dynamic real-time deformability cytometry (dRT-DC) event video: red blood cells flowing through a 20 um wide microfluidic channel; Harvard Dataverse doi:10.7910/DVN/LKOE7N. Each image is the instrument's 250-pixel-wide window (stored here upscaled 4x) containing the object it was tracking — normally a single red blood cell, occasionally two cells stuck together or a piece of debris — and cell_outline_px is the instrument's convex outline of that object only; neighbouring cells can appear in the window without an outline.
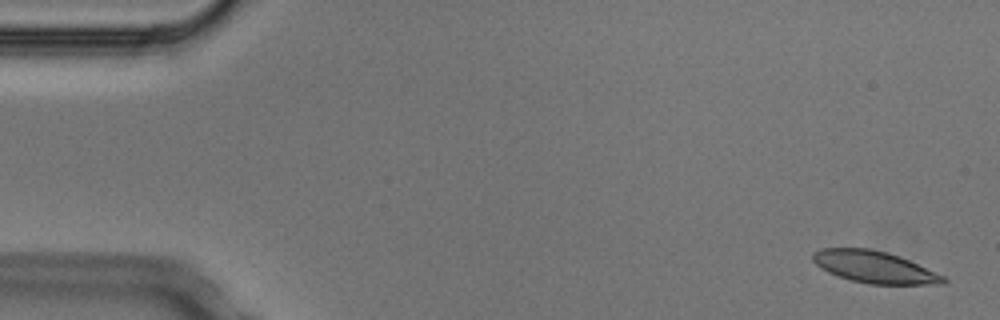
{"species": "Egyptian fruit bat (a non-hibernating species)", "species_latin": "Rousettus aegyptiacus", "temperature_condition": "cold", "stored_images_in_passage": 4, "segment_of_instrument_passage": [2, 2], "camera_frame_rate_fps": 3000, "um_per_image_px": 0.085, "animal": {"sex": "male"}, "frame": {"image": 1, "passage_image": 4, "time_ms": 1.0, "image_size_px": [1000, 320], "cell_outline_px": [[948, 280], [944, 284], [868, 284], [852, 280], [828, 272], [816, 264], [812, 260], [812, 256], [816, 252], [824, 248], [868, 248], [888, 252], [900, 256], [944, 276]], "centroid_in_image_um": [74.35, 22.7], "position_along_channel_um": 10.7, "area_um2": 23.99}}